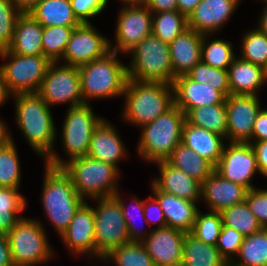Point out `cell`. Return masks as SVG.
<instances>
[{"label":"cell","mask_w":267,"mask_h":266,"mask_svg":"<svg viewBox=\"0 0 267 266\" xmlns=\"http://www.w3.org/2000/svg\"><path fill=\"white\" fill-rule=\"evenodd\" d=\"M144 216L148 227H151V224H153V226L158 224V226L154 228L167 226L164 212L154 196H149L148 199L144 200Z\"/></svg>","instance_id":"cell-49"},{"label":"cell","mask_w":267,"mask_h":266,"mask_svg":"<svg viewBox=\"0 0 267 266\" xmlns=\"http://www.w3.org/2000/svg\"><path fill=\"white\" fill-rule=\"evenodd\" d=\"M174 105L185 114L197 107L226 103V96L212 86L191 80L187 75L178 76L172 83Z\"/></svg>","instance_id":"cell-20"},{"label":"cell","mask_w":267,"mask_h":266,"mask_svg":"<svg viewBox=\"0 0 267 266\" xmlns=\"http://www.w3.org/2000/svg\"><path fill=\"white\" fill-rule=\"evenodd\" d=\"M12 96L13 95L8 90V87H7V85H6L5 81H4L3 74H2V72L0 70V107L2 105H4V103H6L7 100L12 98ZM3 123H4V120H2V118H0V124L2 125Z\"/></svg>","instance_id":"cell-55"},{"label":"cell","mask_w":267,"mask_h":266,"mask_svg":"<svg viewBox=\"0 0 267 266\" xmlns=\"http://www.w3.org/2000/svg\"><path fill=\"white\" fill-rule=\"evenodd\" d=\"M250 144L256 155L259 173L267 179V140Z\"/></svg>","instance_id":"cell-51"},{"label":"cell","mask_w":267,"mask_h":266,"mask_svg":"<svg viewBox=\"0 0 267 266\" xmlns=\"http://www.w3.org/2000/svg\"><path fill=\"white\" fill-rule=\"evenodd\" d=\"M241 0H202L187 18L188 28L214 35L223 28Z\"/></svg>","instance_id":"cell-19"},{"label":"cell","mask_w":267,"mask_h":266,"mask_svg":"<svg viewBox=\"0 0 267 266\" xmlns=\"http://www.w3.org/2000/svg\"><path fill=\"white\" fill-rule=\"evenodd\" d=\"M153 12L143 3L138 5H123L118 12L115 30V44H110V50L128 54L145 37L152 34Z\"/></svg>","instance_id":"cell-13"},{"label":"cell","mask_w":267,"mask_h":266,"mask_svg":"<svg viewBox=\"0 0 267 266\" xmlns=\"http://www.w3.org/2000/svg\"><path fill=\"white\" fill-rule=\"evenodd\" d=\"M72 11L80 23H91L94 18L107 7L105 0H70Z\"/></svg>","instance_id":"cell-47"},{"label":"cell","mask_w":267,"mask_h":266,"mask_svg":"<svg viewBox=\"0 0 267 266\" xmlns=\"http://www.w3.org/2000/svg\"><path fill=\"white\" fill-rule=\"evenodd\" d=\"M43 225L39 219L23 217L7 234L15 266H35L54 257Z\"/></svg>","instance_id":"cell-9"},{"label":"cell","mask_w":267,"mask_h":266,"mask_svg":"<svg viewBox=\"0 0 267 266\" xmlns=\"http://www.w3.org/2000/svg\"><path fill=\"white\" fill-rule=\"evenodd\" d=\"M15 124L44 161L55 151L57 129L51 108L38 93L15 94Z\"/></svg>","instance_id":"cell-1"},{"label":"cell","mask_w":267,"mask_h":266,"mask_svg":"<svg viewBox=\"0 0 267 266\" xmlns=\"http://www.w3.org/2000/svg\"><path fill=\"white\" fill-rule=\"evenodd\" d=\"M202 0H177L178 11L187 18Z\"/></svg>","instance_id":"cell-54"},{"label":"cell","mask_w":267,"mask_h":266,"mask_svg":"<svg viewBox=\"0 0 267 266\" xmlns=\"http://www.w3.org/2000/svg\"><path fill=\"white\" fill-rule=\"evenodd\" d=\"M26 198L20 189L0 187V232L8 234L17 222L23 218L19 215L27 207Z\"/></svg>","instance_id":"cell-34"},{"label":"cell","mask_w":267,"mask_h":266,"mask_svg":"<svg viewBox=\"0 0 267 266\" xmlns=\"http://www.w3.org/2000/svg\"><path fill=\"white\" fill-rule=\"evenodd\" d=\"M182 263L185 266H225L227 261L216 245L206 244L191 233H186Z\"/></svg>","instance_id":"cell-32"},{"label":"cell","mask_w":267,"mask_h":266,"mask_svg":"<svg viewBox=\"0 0 267 266\" xmlns=\"http://www.w3.org/2000/svg\"><path fill=\"white\" fill-rule=\"evenodd\" d=\"M106 4L108 3V0H105ZM122 2L124 5H138L143 2V0H119Z\"/></svg>","instance_id":"cell-58"},{"label":"cell","mask_w":267,"mask_h":266,"mask_svg":"<svg viewBox=\"0 0 267 266\" xmlns=\"http://www.w3.org/2000/svg\"><path fill=\"white\" fill-rule=\"evenodd\" d=\"M220 214L224 226L235 229L245 237L263 229L255 215L250 211L246 201L226 208Z\"/></svg>","instance_id":"cell-38"},{"label":"cell","mask_w":267,"mask_h":266,"mask_svg":"<svg viewBox=\"0 0 267 266\" xmlns=\"http://www.w3.org/2000/svg\"><path fill=\"white\" fill-rule=\"evenodd\" d=\"M5 137V133L2 129V127H0V141Z\"/></svg>","instance_id":"cell-59"},{"label":"cell","mask_w":267,"mask_h":266,"mask_svg":"<svg viewBox=\"0 0 267 266\" xmlns=\"http://www.w3.org/2000/svg\"><path fill=\"white\" fill-rule=\"evenodd\" d=\"M16 8L21 13H28L31 11L41 0H12Z\"/></svg>","instance_id":"cell-56"},{"label":"cell","mask_w":267,"mask_h":266,"mask_svg":"<svg viewBox=\"0 0 267 266\" xmlns=\"http://www.w3.org/2000/svg\"><path fill=\"white\" fill-rule=\"evenodd\" d=\"M43 26L29 13H22L15 25L9 51L19 55H43Z\"/></svg>","instance_id":"cell-28"},{"label":"cell","mask_w":267,"mask_h":266,"mask_svg":"<svg viewBox=\"0 0 267 266\" xmlns=\"http://www.w3.org/2000/svg\"><path fill=\"white\" fill-rule=\"evenodd\" d=\"M126 149L115 126L107 119H103L93 131L87 156L112 164L119 169L120 161L127 157Z\"/></svg>","instance_id":"cell-22"},{"label":"cell","mask_w":267,"mask_h":266,"mask_svg":"<svg viewBox=\"0 0 267 266\" xmlns=\"http://www.w3.org/2000/svg\"><path fill=\"white\" fill-rule=\"evenodd\" d=\"M248 189L240 184L224 179L214 171L203 183L201 200L210 211L221 212L246 200Z\"/></svg>","instance_id":"cell-21"},{"label":"cell","mask_w":267,"mask_h":266,"mask_svg":"<svg viewBox=\"0 0 267 266\" xmlns=\"http://www.w3.org/2000/svg\"><path fill=\"white\" fill-rule=\"evenodd\" d=\"M265 2V7L261 13L260 19L258 21V30L264 34H267V0H262Z\"/></svg>","instance_id":"cell-57"},{"label":"cell","mask_w":267,"mask_h":266,"mask_svg":"<svg viewBox=\"0 0 267 266\" xmlns=\"http://www.w3.org/2000/svg\"><path fill=\"white\" fill-rule=\"evenodd\" d=\"M230 94L255 95L267 82L265 69L236 56L228 68Z\"/></svg>","instance_id":"cell-26"},{"label":"cell","mask_w":267,"mask_h":266,"mask_svg":"<svg viewBox=\"0 0 267 266\" xmlns=\"http://www.w3.org/2000/svg\"><path fill=\"white\" fill-rule=\"evenodd\" d=\"M95 200L96 260H100L113 249L130 243V238L119 201L114 196L93 199Z\"/></svg>","instance_id":"cell-11"},{"label":"cell","mask_w":267,"mask_h":266,"mask_svg":"<svg viewBox=\"0 0 267 266\" xmlns=\"http://www.w3.org/2000/svg\"><path fill=\"white\" fill-rule=\"evenodd\" d=\"M153 13L178 10L177 0H143Z\"/></svg>","instance_id":"cell-52"},{"label":"cell","mask_w":267,"mask_h":266,"mask_svg":"<svg viewBox=\"0 0 267 266\" xmlns=\"http://www.w3.org/2000/svg\"><path fill=\"white\" fill-rule=\"evenodd\" d=\"M241 40V56L239 57L266 69L267 34L260 32L256 27L247 31Z\"/></svg>","instance_id":"cell-41"},{"label":"cell","mask_w":267,"mask_h":266,"mask_svg":"<svg viewBox=\"0 0 267 266\" xmlns=\"http://www.w3.org/2000/svg\"><path fill=\"white\" fill-rule=\"evenodd\" d=\"M41 204L58 236L66 231L76 211L86 201L75 190L63 168L45 164Z\"/></svg>","instance_id":"cell-3"},{"label":"cell","mask_w":267,"mask_h":266,"mask_svg":"<svg viewBox=\"0 0 267 266\" xmlns=\"http://www.w3.org/2000/svg\"><path fill=\"white\" fill-rule=\"evenodd\" d=\"M81 23L75 27L59 62L79 67L104 56L110 51L109 39L92 25Z\"/></svg>","instance_id":"cell-15"},{"label":"cell","mask_w":267,"mask_h":266,"mask_svg":"<svg viewBox=\"0 0 267 266\" xmlns=\"http://www.w3.org/2000/svg\"><path fill=\"white\" fill-rule=\"evenodd\" d=\"M62 168L70 176L78 195L86 201L114 196L119 190L121 173L112 164L84 156L67 162Z\"/></svg>","instance_id":"cell-7"},{"label":"cell","mask_w":267,"mask_h":266,"mask_svg":"<svg viewBox=\"0 0 267 266\" xmlns=\"http://www.w3.org/2000/svg\"><path fill=\"white\" fill-rule=\"evenodd\" d=\"M159 176L152 182L160 191L175 195L179 198L198 203L201 200L202 184L188 176L181 169L175 168L167 161L155 162Z\"/></svg>","instance_id":"cell-23"},{"label":"cell","mask_w":267,"mask_h":266,"mask_svg":"<svg viewBox=\"0 0 267 266\" xmlns=\"http://www.w3.org/2000/svg\"><path fill=\"white\" fill-rule=\"evenodd\" d=\"M185 113L175 105L151 123L140 127L138 154L147 163L166 161L181 143Z\"/></svg>","instance_id":"cell-5"},{"label":"cell","mask_w":267,"mask_h":266,"mask_svg":"<svg viewBox=\"0 0 267 266\" xmlns=\"http://www.w3.org/2000/svg\"><path fill=\"white\" fill-rule=\"evenodd\" d=\"M185 119L194 126L205 128L223 136L227 141L226 103L190 109L185 114Z\"/></svg>","instance_id":"cell-33"},{"label":"cell","mask_w":267,"mask_h":266,"mask_svg":"<svg viewBox=\"0 0 267 266\" xmlns=\"http://www.w3.org/2000/svg\"><path fill=\"white\" fill-rule=\"evenodd\" d=\"M210 38H212V34L203 35L201 61L214 68L228 70L236 57L232 43L222 38H214L210 41Z\"/></svg>","instance_id":"cell-36"},{"label":"cell","mask_w":267,"mask_h":266,"mask_svg":"<svg viewBox=\"0 0 267 266\" xmlns=\"http://www.w3.org/2000/svg\"><path fill=\"white\" fill-rule=\"evenodd\" d=\"M245 201L262 228H267V189L248 190Z\"/></svg>","instance_id":"cell-48"},{"label":"cell","mask_w":267,"mask_h":266,"mask_svg":"<svg viewBox=\"0 0 267 266\" xmlns=\"http://www.w3.org/2000/svg\"><path fill=\"white\" fill-rule=\"evenodd\" d=\"M150 184L152 195L158 200L164 212L167 226L191 233L199 211L197 203L160 191L152 182Z\"/></svg>","instance_id":"cell-24"},{"label":"cell","mask_w":267,"mask_h":266,"mask_svg":"<svg viewBox=\"0 0 267 266\" xmlns=\"http://www.w3.org/2000/svg\"><path fill=\"white\" fill-rule=\"evenodd\" d=\"M0 266H15L7 234L0 232Z\"/></svg>","instance_id":"cell-53"},{"label":"cell","mask_w":267,"mask_h":266,"mask_svg":"<svg viewBox=\"0 0 267 266\" xmlns=\"http://www.w3.org/2000/svg\"><path fill=\"white\" fill-rule=\"evenodd\" d=\"M202 41L203 34L188 28L169 44L174 80L201 62Z\"/></svg>","instance_id":"cell-25"},{"label":"cell","mask_w":267,"mask_h":266,"mask_svg":"<svg viewBox=\"0 0 267 266\" xmlns=\"http://www.w3.org/2000/svg\"><path fill=\"white\" fill-rule=\"evenodd\" d=\"M225 266H238V265L234 264L233 262H227Z\"/></svg>","instance_id":"cell-60"},{"label":"cell","mask_w":267,"mask_h":266,"mask_svg":"<svg viewBox=\"0 0 267 266\" xmlns=\"http://www.w3.org/2000/svg\"><path fill=\"white\" fill-rule=\"evenodd\" d=\"M215 171L224 179L240 184L248 190L257 188L252 184L258 173L255 152L250 143L229 142L223 148Z\"/></svg>","instance_id":"cell-14"},{"label":"cell","mask_w":267,"mask_h":266,"mask_svg":"<svg viewBox=\"0 0 267 266\" xmlns=\"http://www.w3.org/2000/svg\"><path fill=\"white\" fill-rule=\"evenodd\" d=\"M188 29L187 17L178 10L153 13L152 34L167 44Z\"/></svg>","instance_id":"cell-37"},{"label":"cell","mask_w":267,"mask_h":266,"mask_svg":"<svg viewBox=\"0 0 267 266\" xmlns=\"http://www.w3.org/2000/svg\"><path fill=\"white\" fill-rule=\"evenodd\" d=\"M93 112L91 104L67 108L61 128V142L68 159L64 160L54 151L45 160V164L62 168L67 162L75 158L87 156L93 131L104 119Z\"/></svg>","instance_id":"cell-6"},{"label":"cell","mask_w":267,"mask_h":266,"mask_svg":"<svg viewBox=\"0 0 267 266\" xmlns=\"http://www.w3.org/2000/svg\"><path fill=\"white\" fill-rule=\"evenodd\" d=\"M60 239L67 250L75 256H88L96 258L94 209L84 202L76 211L66 231Z\"/></svg>","instance_id":"cell-17"},{"label":"cell","mask_w":267,"mask_h":266,"mask_svg":"<svg viewBox=\"0 0 267 266\" xmlns=\"http://www.w3.org/2000/svg\"><path fill=\"white\" fill-rule=\"evenodd\" d=\"M122 119L132 126L142 127L174 106L172 84L127 80Z\"/></svg>","instance_id":"cell-2"},{"label":"cell","mask_w":267,"mask_h":266,"mask_svg":"<svg viewBox=\"0 0 267 266\" xmlns=\"http://www.w3.org/2000/svg\"><path fill=\"white\" fill-rule=\"evenodd\" d=\"M21 14L12 0H0V52L9 49Z\"/></svg>","instance_id":"cell-45"},{"label":"cell","mask_w":267,"mask_h":266,"mask_svg":"<svg viewBox=\"0 0 267 266\" xmlns=\"http://www.w3.org/2000/svg\"><path fill=\"white\" fill-rule=\"evenodd\" d=\"M186 75L195 82L212 86L222 92L226 97L230 95L228 70L214 68L201 61Z\"/></svg>","instance_id":"cell-43"},{"label":"cell","mask_w":267,"mask_h":266,"mask_svg":"<svg viewBox=\"0 0 267 266\" xmlns=\"http://www.w3.org/2000/svg\"><path fill=\"white\" fill-rule=\"evenodd\" d=\"M116 51L78 67L84 104L90 100L123 96L128 80L127 65L118 60Z\"/></svg>","instance_id":"cell-4"},{"label":"cell","mask_w":267,"mask_h":266,"mask_svg":"<svg viewBox=\"0 0 267 266\" xmlns=\"http://www.w3.org/2000/svg\"><path fill=\"white\" fill-rule=\"evenodd\" d=\"M5 137L0 141V187L20 189L21 166L16 144L7 124L1 125Z\"/></svg>","instance_id":"cell-29"},{"label":"cell","mask_w":267,"mask_h":266,"mask_svg":"<svg viewBox=\"0 0 267 266\" xmlns=\"http://www.w3.org/2000/svg\"><path fill=\"white\" fill-rule=\"evenodd\" d=\"M75 27L78 26L43 27V55L51 62H59L65 53Z\"/></svg>","instance_id":"cell-40"},{"label":"cell","mask_w":267,"mask_h":266,"mask_svg":"<svg viewBox=\"0 0 267 266\" xmlns=\"http://www.w3.org/2000/svg\"><path fill=\"white\" fill-rule=\"evenodd\" d=\"M236 257L238 266H267V228L244 237Z\"/></svg>","instance_id":"cell-35"},{"label":"cell","mask_w":267,"mask_h":266,"mask_svg":"<svg viewBox=\"0 0 267 266\" xmlns=\"http://www.w3.org/2000/svg\"><path fill=\"white\" fill-rule=\"evenodd\" d=\"M43 27L79 26L70 0H41L28 12Z\"/></svg>","instance_id":"cell-30"},{"label":"cell","mask_w":267,"mask_h":266,"mask_svg":"<svg viewBox=\"0 0 267 266\" xmlns=\"http://www.w3.org/2000/svg\"><path fill=\"white\" fill-rule=\"evenodd\" d=\"M244 237L235 229L222 225L216 246L227 262H232L236 258Z\"/></svg>","instance_id":"cell-46"},{"label":"cell","mask_w":267,"mask_h":266,"mask_svg":"<svg viewBox=\"0 0 267 266\" xmlns=\"http://www.w3.org/2000/svg\"><path fill=\"white\" fill-rule=\"evenodd\" d=\"M259 96L233 95L226 97L227 140L251 143L254 122L261 110Z\"/></svg>","instance_id":"cell-16"},{"label":"cell","mask_w":267,"mask_h":266,"mask_svg":"<svg viewBox=\"0 0 267 266\" xmlns=\"http://www.w3.org/2000/svg\"><path fill=\"white\" fill-rule=\"evenodd\" d=\"M170 266H185V265L181 262V263L170 265Z\"/></svg>","instance_id":"cell-61"},{"label":"cell","mask_w":267,"mask_h":266,"mask_svg":"<svg viewBox=\"0 0 267 266\" xmlns=\"http://www.w3.org/2000/svg\"><path fill=\"white\" fill-rule=\"evenodd\" d=\"M222 225L220 212L202 213L199 210L191 234L206 244L217 245Z\"/></svg>","instance_id":"cell-44"},{"label":"cell","mask_w":267,"mask_h":266,"mask_svg":"<svg viewBox=\"0 0 267 266\" xmlns=\"http://www.w3.org/2000/svg\"><path fill=\"white\" fill-rule=\"evenodd\" d=\"M225 140L223 136L205 128L194 126L187 121L184 123L181 143L206 159L214 167L218 165L222 156Z\"/></svg>","instance_id":"cell-27"},{"label":"cell","mask_w":267,"mask_h":266,"mask_svg":"<svg viewBox=\"0 0 267 266\" xmlns=\"http://www.w3.org/2000/svg\"><path fill=\"white\" fill-rule=\"evenodd\" d=\"M37 93L50 108L60 103L69 108L83 105L78 67L51 62Z\"/></svg>","instance_id":"cell-12"},{"label":"cell","mask_w":267,"mask_h":266,"mask_svg":"<svg viewBox=\"0 0 267 266\" xmlns=\"http://www.w3.org/2000/svg\"><path fill=\"white\" fill-rule=\"evenodd\" d=\"M267 140V109L261 108L254 122L252 142Z\"/></svg>","instance_id":"cell-50"},{"label":"cell","mask_w":267,"mask_h":266,"mask_svg":"<svg viewBox=\"0 0 267 266\" xmlns=\"http://www.w3.org/2000/svg\"><path fill=\"white\" fill-rule=\"evenodd\" d=\"M128 54L132 57L127 65L128 79L166 84L174 82L169 44L153 34L145 37Z\"/></svg>","instance_id":"cell-8"},{"label":"cell","mask_w":267,"mask_h":266,"mask_svg":"<svg viewBox=\"0 0 267 266\" xmlns=\"http://www.w3.org/2000/svg\"><path fill=\"white\" fill-rule=\"evenodd\" d=\"M4 81L12 95L37 93L51 61L44 55H19L9 50L0 52Z\"/></svg>","instance_id":"cell-10"},{"label":"cell","mask_w":267,"mask_h":266,"mask_svg":"<svg viewBox=\"0 0 267 266\" xmlns=\"http://www.w3.org/2000/svg\"><path fill=\"white\" fill-rule=\"evenodd\" d=\"M114 263L115 266H155L142 243L130 242L113 249L100 262Z\"/></svg>","instance_id":"cell-39"},{"label":"cell","mask_w":267,"mask_h":266,"mask_svg":"<svg viewBox=\"0 0 267 266\" xmlns=\"http://www.w3.org/2000/svg\"><path fill=\"white\" fill-rule=\"evenodd\" d=\"M166 161L201 184L215 171V167L210 162L182 143L173 150Z\"/></svg>","instance_id":"cell-31"},{"label":"cell","mask_w":267,"mask_h":266,"mask_svg":"<svg viewBox=\"0 0 267 266\" xmlns=\"http://www.w3.org/2000/svg\"><path fill=\"white\" fill-rule=\"evenodd\" d=\"M186 233L171 228H152L151 233L142 242L155 266H170L183 260V245Z\"/></svg>","instance_id":"cell-18"},{"label":"cell","mask_w":267,"mask_h":266,"mask_svg":"<svg viewBox=\"0 0 267 266\" xmlns=\"http://www.w3.org/2000/svg\"><path fill=\"white\" fill-rule=\"evenodd\" d=\"M114 197L119 201L120 208L126 222L130 242L142 243L151 233L152 228H149V231H147V229L144 230V233L142 232V229L140 230V228H138L137 224L133 220L137 219L138 215V217L140 216L139 218H143L144 222L147 223L144 216V200H141L139 197H134L131 199L133 206H127L124 203L125 201H123V198H121L119 190L114 194ZM130 207L131 209L129 210Z\"/></svg>","instance_id":"cell-42"}]
</instances>
